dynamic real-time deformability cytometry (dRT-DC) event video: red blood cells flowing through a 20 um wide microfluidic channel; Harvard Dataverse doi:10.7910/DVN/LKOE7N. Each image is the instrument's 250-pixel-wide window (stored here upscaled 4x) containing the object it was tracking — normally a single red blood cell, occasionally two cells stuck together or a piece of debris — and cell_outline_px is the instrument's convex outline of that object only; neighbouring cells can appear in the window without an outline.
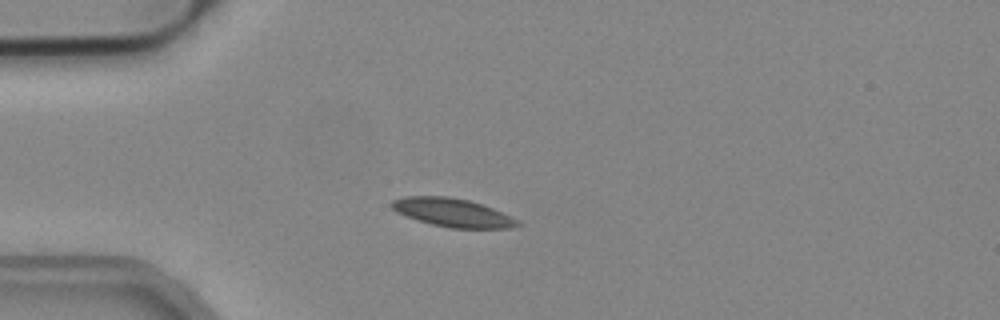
{"species": "common noctule bat (a hibernating species)", "species_latin": "Nyctalus noctula", "temperature_condition": "cold", "stored_images_in_passage": 8, "camera_frame_rate_fps": 3000, "um_per_image_px": 0.085, "animal": {"sex": "male", "body_mass_g": 19.2, "forearm_length_mm": 51.8}, "frame": {"image": 1, "passage_image": 1, "time_ms": 0.0, "image_size_px": [1000, 320], "cell_outline_px": [[520, 224], [512, 228], [452, 228], [432, 224], [396, 212], [388, 204], [392, 200], [404, 196], [448, 196], [468, 200], [492, 208], [520, 220]], "centroid_in_image_um": [38.46, 18.06], "position_along_channel_um": 46.5, "area_um2": 20.69}}